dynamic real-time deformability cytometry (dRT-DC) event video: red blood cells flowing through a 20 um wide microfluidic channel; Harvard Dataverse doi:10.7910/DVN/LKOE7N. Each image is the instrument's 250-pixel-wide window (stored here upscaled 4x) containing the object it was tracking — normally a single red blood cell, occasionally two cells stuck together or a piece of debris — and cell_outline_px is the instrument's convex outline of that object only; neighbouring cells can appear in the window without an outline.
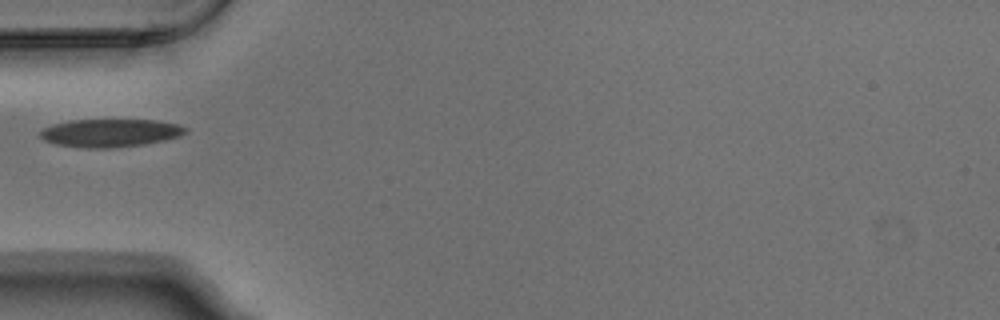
{"species": "Egyptian fruit bat (a non-hibernating species)", "species_latin": "Rousettus aegyptiacus", "temperature_condition": "warm", "stored_images_in_passage": 2, "camera_frame_rate_fps": 3000, "um_per_image_px": 0.085, "animal": {"sex": "male"}, "frame": {"image": 1, "passage_image": 1, "time_ms": 0.0, "image_size_px": [1000, 320], "cell_outline_px": [[188, 132], [180, 136], [164, 140], [144, 144], [112, 148], [84, 148], [56, 144], [44, 140], [40, 136], [40, 132], [44, 128], [52, 124], [72, 120], [156, 120], [180, 124], [188, 128]], "centroid_in_image_um": [9.41, 11.3], "position_along_channel_um": 75.6, "area_um2": 23.81}}
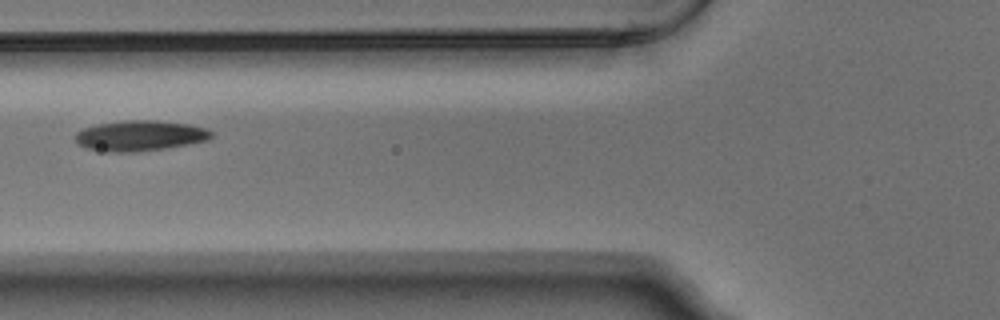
{"frame": {"image": 2, "passage_image": 2, "time_ms": 0.333, "image_size_px": [1000, 320], "cell_outline_px": [[212, 136], [208, 140], [188, 144], [140, 152], [108, 152], [88, 148], [80, 144], [76, 140], [76, 132], [84, 128], [100, 124], [124, 120], [156, 120], [188, 124], [208, 128], [212, 132]], "centroid_in_image_um": [11.94, 11.53], "position_along_channel_um": 113.9, "area_um2": 24.04}}